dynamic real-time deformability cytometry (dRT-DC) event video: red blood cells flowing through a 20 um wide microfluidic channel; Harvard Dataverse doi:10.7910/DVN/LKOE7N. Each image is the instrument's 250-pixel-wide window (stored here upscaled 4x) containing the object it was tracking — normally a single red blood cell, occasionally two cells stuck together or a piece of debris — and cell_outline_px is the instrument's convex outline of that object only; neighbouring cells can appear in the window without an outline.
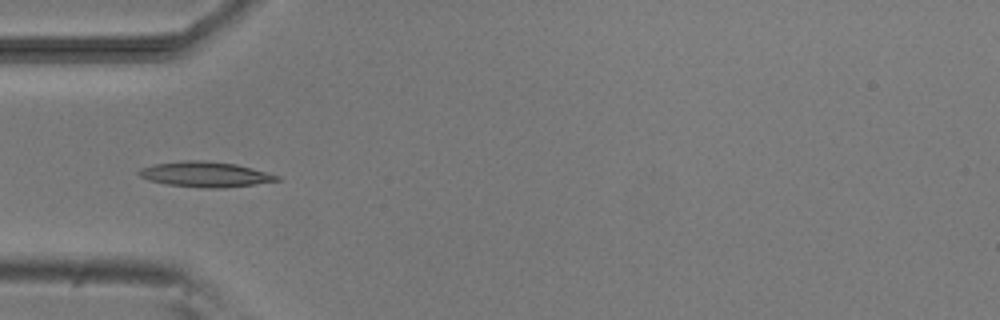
{"species": "common noctule bat (a hibernating species)", "species_latin": "Nyctalus noctula", "temperature_condition": "room temperature", "stored_images_in_passage": 7, "camera_frame_rate_fps": 3000, "um_per_image_px": 0.085, "animal": {"sex": "male", "body_mass_g": 20.5, "forearm_length_mm": 52.5}, "frame": {"image": 1, "passage_image": 3, "time_ms": 2.667, "image_size_px": [1000, 320], "cell_outline_px": [[280, 180], [256, 184], [224, 188], [200, 188], [164, 184], [148, 180], [140, 176], [136, 172], [140, 168], [156, 164], [180, 160], [204, 160], [236, 164], [268, 172], [280, 176]], "centroid_in_image_um": [17.44, 14.82], "position_along_channel_um": 67.6, "area_um2": 20.58}}
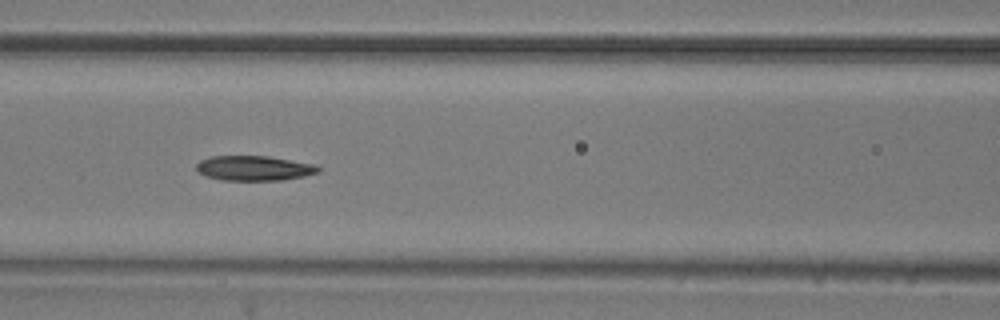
{"frame": {"image": 2, "passage_image": 5, "time_ms": 4.667, "image_size_px": [1000, 320], "cell_outline_px": [[320, 172], [304, 176], [280, 180], [220, 180], [204, 176], [196, 168], [196, 164], [200, 160], [212, 156], [268, 156], [316, 164], [320, 168]], "centroid_in_image_um": [21.6, 14.29], "position_along_channel_um": 145.0, "area_um2": 17.74}}
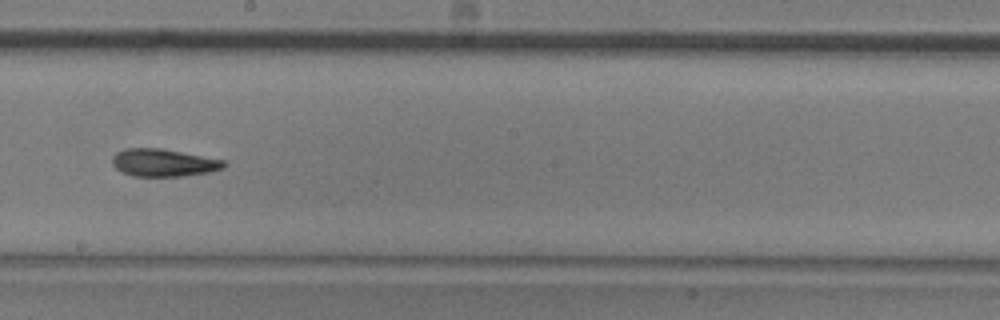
{"frame": {"image": 3, "passage_image": 7, "time_ms": 7.0, "image_size_px": [1000, 320], "cell_outline_px": [[228, 164], [224, 168], [208, 172], [184, 176], [132, 176], [120, 172], [112, 164], [112, 156], [116, 152], [124, 148], [160, 148], [224, 160]], "centroid_in_image_um": [13.87, 13.83], "position_along_channel_um": 234.3, "area_um2": 18.03}}